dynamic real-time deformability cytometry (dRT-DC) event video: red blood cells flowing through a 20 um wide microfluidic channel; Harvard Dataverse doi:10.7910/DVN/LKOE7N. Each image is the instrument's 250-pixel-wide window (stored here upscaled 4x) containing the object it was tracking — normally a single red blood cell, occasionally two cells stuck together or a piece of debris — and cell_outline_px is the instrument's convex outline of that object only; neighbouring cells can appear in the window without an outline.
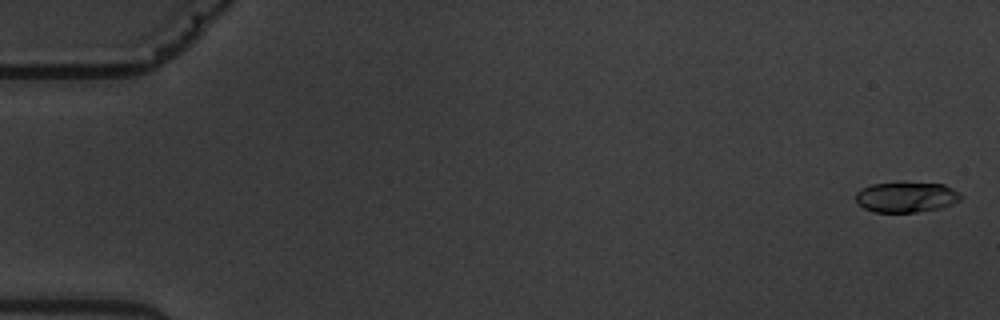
{"species": "common noctule bat (a hibernating species)", "species_latin": "Nyctalus noctula", "temperature_condition": "warm", "stored_images_in_passage": 4, "camera_frame_rate_fps": 3000, "um_per_image_px": 0.085, "animal": {"sex": "male", "body_mass_g": 19.5, "forearm_length_mm": 54.6}, "frame": {"image": 1, "passage_image": 1, "time_ms": 0.0, "image_size_px": [1000, 320], "cell_outline_px": [[964, 196], [960, 200], [952, 204], [940, 208], [916, 212], [872, 212], [864, 208], [856, 200], [856, 192], [860, 188], [872, 184], [944, 184], [960, 192]], "centroid_in_image_um": [77.05, 16.77], "position_along_channel_um": 8.0, "area_um2": 18.32}}